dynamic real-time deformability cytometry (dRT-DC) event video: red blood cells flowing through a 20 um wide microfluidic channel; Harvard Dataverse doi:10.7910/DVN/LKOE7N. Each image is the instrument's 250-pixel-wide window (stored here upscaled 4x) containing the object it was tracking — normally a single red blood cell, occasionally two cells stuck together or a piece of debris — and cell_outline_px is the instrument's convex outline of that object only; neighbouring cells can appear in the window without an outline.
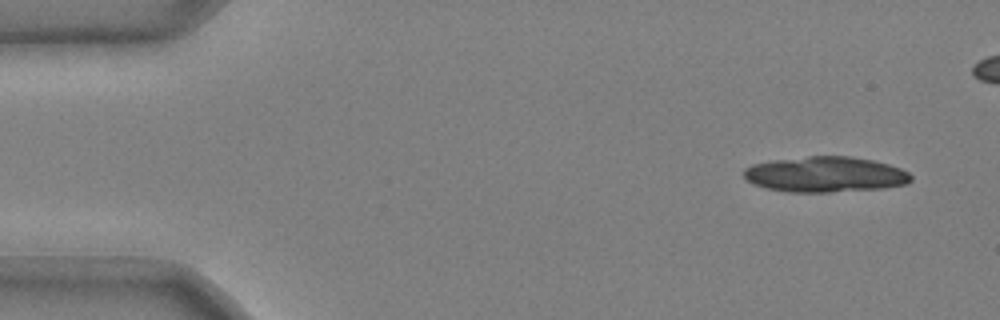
{"species": "common noctule bat (a hibernating species)", "species_latin": "Nyctalus noctula", "temperature_condition": "cold", "stored_images_in_passage": 36, "camera_frame_rate_fps": 3000, "um_per_image_px": 0.085, "animal": {"sex": "male", "body_mass_g": 20.4}, "frame": {"image": 1, "passage_image": 1, "time_ms": 0.0, "image_size_px": [1000, 320], "cell_outline_px": [[912, 180], [908, 184], [884, 188], [828, 192], [788, 192], [768, 188], [756, 184], [748, 180], [744, 176], [744, 168], [752, 164], [772, 160], [808, 156], [852, 156], [872, 160], [888, 164], [900, 168], [908, 172], [912, 176]], "centroid_in_image_um": [70.18, 14.82], "position_along_channel_um": 14.8, "area_um2": 34.62}}
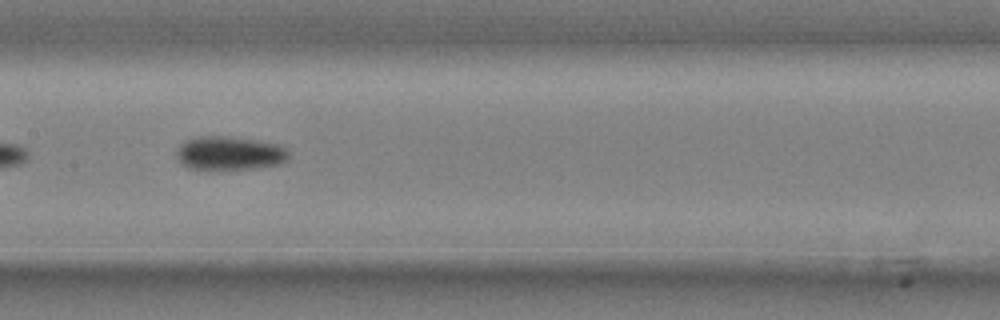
{"frame": {"image": 2, "passage_image": 24, "time_ms": 7.667, "image_size_px": [1000, 320], "cell_outline_px": [[292, 152], [288, 160], [280, 164], [256, 168], [188, 168], [176, 156], [176, 148], [184, 140], [192, 136], [228, 136], [260, 140], [280, 144], [288, 148]], "centroid_in_image_um": [19.58, 12.98], "position_along_channel_um": 187.8, "area_um2": 22.37}}
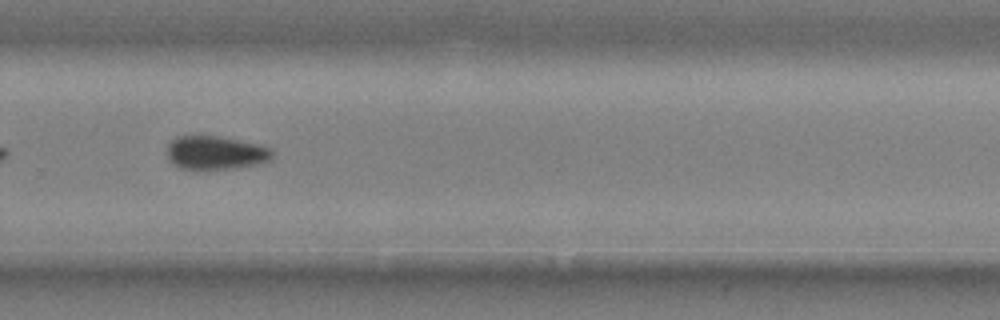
{"frame": {"image": 3, "passage_image": 34, "time_ms": 11.0, "image_size_px": [1000, 320], "cell_outline_px": [[272, 160], [260, 164], [236, 168], [200, 172], [196, 172], [180, 168], [168, 156], [168, 144], [176, 136], [200, 132], [220, 136], [256, 144], [272, 148]], "centroid_in_image_um": [18.3, 12.98], "position_along_channel_um": 311.5, "area_um2": 21.73}}